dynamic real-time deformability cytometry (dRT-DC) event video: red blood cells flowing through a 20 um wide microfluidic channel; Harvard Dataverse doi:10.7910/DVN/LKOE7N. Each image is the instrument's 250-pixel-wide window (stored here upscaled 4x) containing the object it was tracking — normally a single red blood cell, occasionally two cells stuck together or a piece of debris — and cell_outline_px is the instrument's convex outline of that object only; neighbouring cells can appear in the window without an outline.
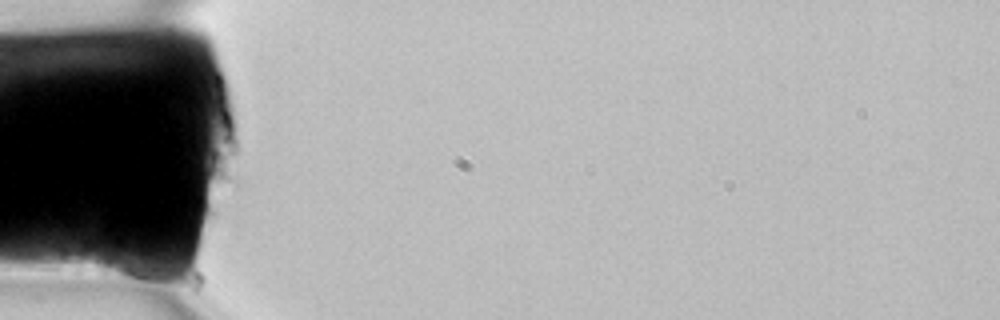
{"species": "common noctule bat (a hibernating species)", "species_latin": "Nyctalus noctula", "temperature_condition": "room temperature", "stored_images_in_passage": 2, "camera_frame_rate_fps": 3000, "um_per_image_px": 0.085, "animal": {"sex": "female", "body_mass_g": 22.7, "forearm_length_mm": 54.2}, "frame": {"image": 1, "passage_image": 1, "time_ms": 0.0, "image_size_px": [1000, 320], "cell_outline_px": [[164, 276], [140, 280], [116, 276], [104, 272], [96, 264], [96, 244], [140, 256], [156, 268]], "centroid_in_image_um": [10.6, 22.47], "position_along_channel_um": 74.4, "area_um2": 10.17}}